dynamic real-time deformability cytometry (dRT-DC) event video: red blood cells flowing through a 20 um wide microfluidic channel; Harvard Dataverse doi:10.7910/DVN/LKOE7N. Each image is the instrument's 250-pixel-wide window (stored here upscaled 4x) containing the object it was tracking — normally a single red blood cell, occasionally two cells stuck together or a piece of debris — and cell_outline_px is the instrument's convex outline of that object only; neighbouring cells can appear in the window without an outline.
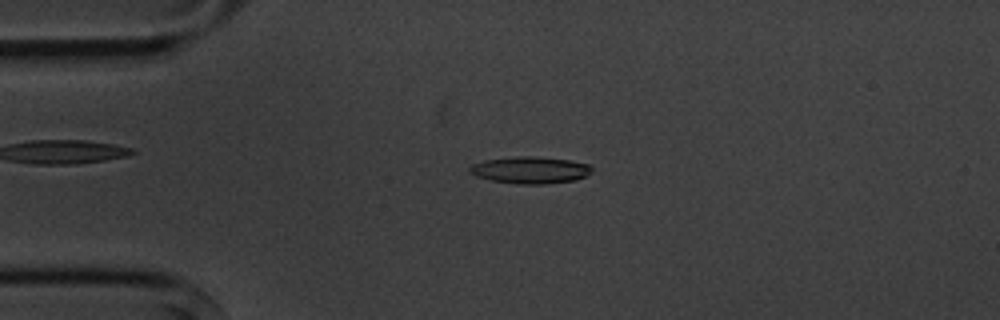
{"species": "common noctule bat (a hibernating species)", "species_latin": "Nyctalus noctula", "temperature_condition": "cold", "stored_images_in_passage": 5, "camera_frame_rate_fps": 3000, "um_per_image_px": 0.085, "animal": {"sex": "male", "body_mass_g": 20.1, "forearm_length_mm": 53.5}, "frame": {"image": 1, "passage_image": 4, "time_ms": 3.667, "image_size_px": [1000, 320], "cell_outline_px": [[592, 168], [584, 176], [576, 180], [544, 184], [520, 184], [492, 180], [476, 176], [468, 172], [468, 168], [472, 164], [484, 160], [520, 156], [532, 156], [568, 160], [588, 164]], "centroid_in_image_um": [45.02, 14.45], "position_along_channel_um": 40.0, "area_um2": 18.9}}